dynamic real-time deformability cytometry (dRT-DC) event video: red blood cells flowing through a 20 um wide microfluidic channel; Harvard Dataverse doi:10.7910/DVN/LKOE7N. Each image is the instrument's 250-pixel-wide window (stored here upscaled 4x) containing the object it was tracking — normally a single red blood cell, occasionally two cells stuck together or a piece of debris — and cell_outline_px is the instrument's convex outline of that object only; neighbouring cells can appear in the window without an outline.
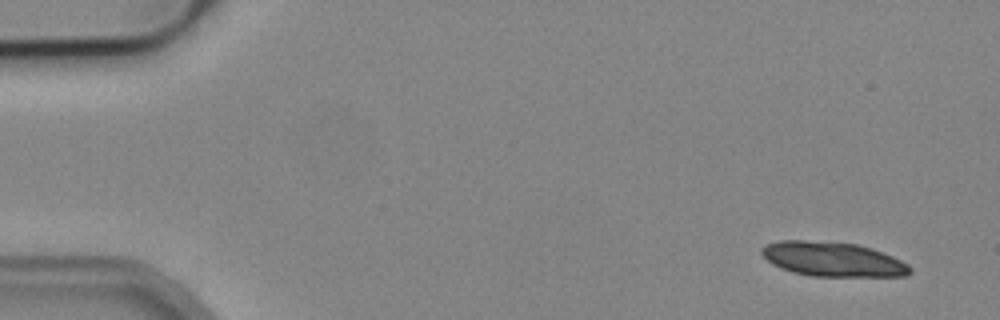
{"species": "common noctule bat (a hibernating species)", "species_latin": "Nyctalus noctula", "temperature_condition": "cold", "stored_images_in_passage": 8, "segment_of_instrument_passage": [1, 2], "camera_frame_rate_fps": 3000, "um_per_image_px": 0.085, "animal": {"sex": "male", "body_mass_g": 19.2, "forearm_length_mm": 51.8}, "frame": {"image": 1, "passage_image": 1, "time_ms": 0.0, "image_size_px": [1000, 320], "cell_outline_px": [[912, 272], [904, 276], [812, 276], [792, 272], [780, 268], [772, 264], [760, 252], [760, 248], [768, 244], [780, 240], [804, 240], [856, 244], [872, 248], [892, 256], [908, 264], [912, 268]], "centroid_in_image_um": [70.78, 22.04], "position_along_channel_um": 14.2, "area_um2": 29.71}}